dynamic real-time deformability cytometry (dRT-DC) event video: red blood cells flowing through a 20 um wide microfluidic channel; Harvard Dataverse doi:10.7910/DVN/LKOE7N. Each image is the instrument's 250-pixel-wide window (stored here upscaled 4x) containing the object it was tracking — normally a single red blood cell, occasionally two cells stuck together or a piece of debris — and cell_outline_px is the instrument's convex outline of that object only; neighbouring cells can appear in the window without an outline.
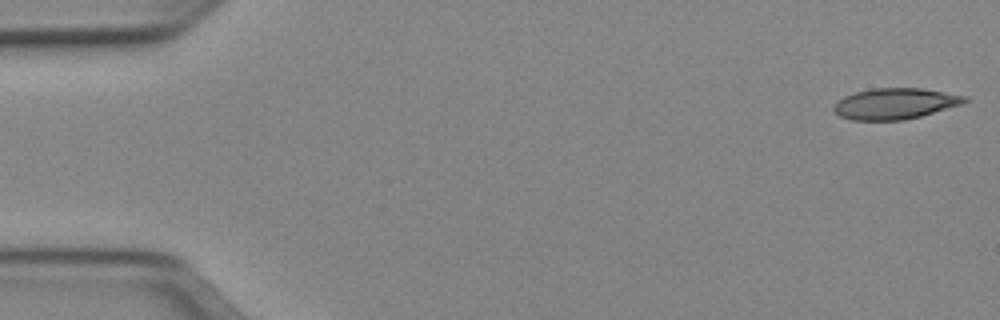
{"species": "Egyptian fruit bat (a non-hibernating species)", "species_latin": "Rousettus aegyptiacus", "temperature_condition": "cold", "stored_images_in_passage": 50, "camera_frame_rate_fps": 3000, "um_per_image_px": 0.085, "animal": {"sex": "female"}, "frame": {"image": 1, "passage_image": 1, "time_ms": 0.0, "image_size_px": [1000, 320], "cell_outline_px": [[968, 100], [964, 104], [920, 116], [904, 120], [852, 120], [840, 116], [832, 108], [844, 96], [856, 92], [872, 88], [920, 88], [968, 96]], "centroid_in_image_um": [76.12, 8.81], "position_along_channel_um": 8.9, "area_um2": 23.52}}
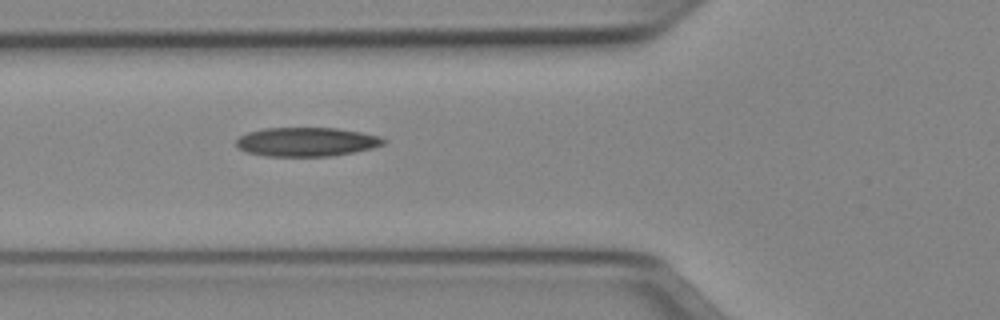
{"frame": {"image": 2, "passage_image": 18, "time_ms": 5.667, "image_size_px": [1000, 320], "cell_outline_px": [[388, 140], [384, 144], [372, 148], [332, 156], [264, 156], [244, 152], [236, 148], [236, 140], [240, 136], [248, 132], [264, 128], [336, 128], [360, 132], [380, 136]], "centroid_in_image_um": [26.02, 12.06], "position_along_channel_um": 99.8, "area_um2": 25.03}}
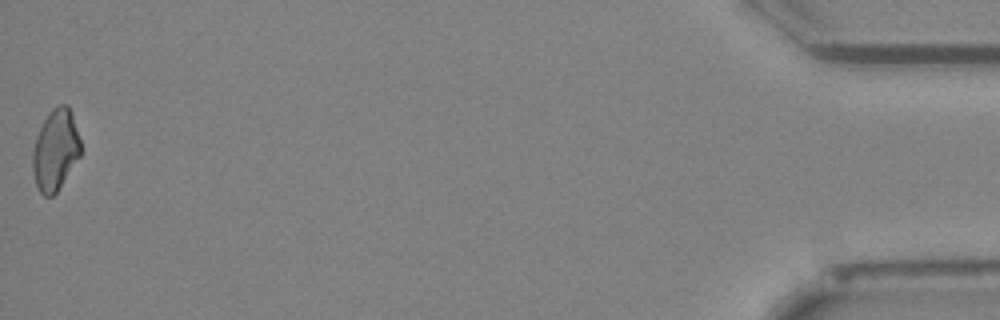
{"frame": {"image": 3, "passage_image": 50, "time_ms": 16.333, "image_size_px": [1000, 320], "cell_outline_px": [[80, 156], [56, 192], [52, 196], [44, 196], [40, 192], [36, 184], [32, 168], [32, 152], [36, 136], [48, 112], [56, 104], [68, 104], [72, 112], [80, 140]], "centroid_in_image_um": [4.7, 12.71], "position_along_channel_um": 430.5, "area_um2": 22.66}, "authors_computed_cell_mechanics": {"area_um2": 23.9292, "velocity_mm_per_s": 4.0129, "shape_relaxation_time_tau1_ms": null, "shape_relaxation_time_tau2_ms": 7.3894, "deformation_change_tau1": null, "deformation_change_tau2": 0.1848}}